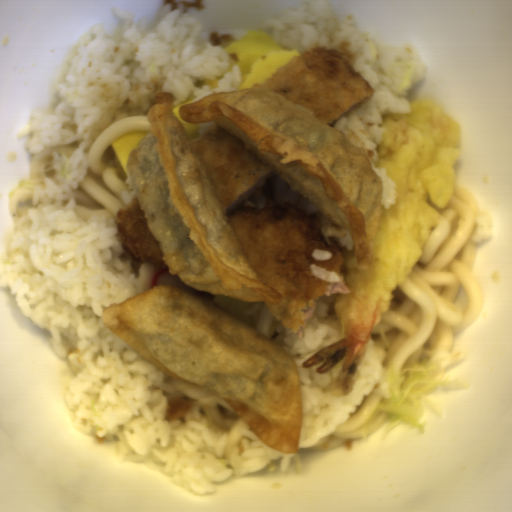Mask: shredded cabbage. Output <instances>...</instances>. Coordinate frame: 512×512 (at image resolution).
Listing matches in <instances>:
<instances>
[{
	"instance_id": "shredded-cabbage-1",
	"label": "shredded cabbage",
	"mask_w": 512,
	"mask_h": 512,
	"mask_svg": "<svg viewBox=\"0 0 512 512\" xmlns=\"http://www.w3.org/2000/svg\"><path fill=\"white\" fill-rule=\"evenodd\" d=\"M445 380L446 370L434 359L402 370L389 367L387 382L390 397L388 401L378 404L367 421L365 439L380 414L384 416V436L396 429H415L423 435L422 399L434 394Z\"/></svg>"
}]
</instances>
